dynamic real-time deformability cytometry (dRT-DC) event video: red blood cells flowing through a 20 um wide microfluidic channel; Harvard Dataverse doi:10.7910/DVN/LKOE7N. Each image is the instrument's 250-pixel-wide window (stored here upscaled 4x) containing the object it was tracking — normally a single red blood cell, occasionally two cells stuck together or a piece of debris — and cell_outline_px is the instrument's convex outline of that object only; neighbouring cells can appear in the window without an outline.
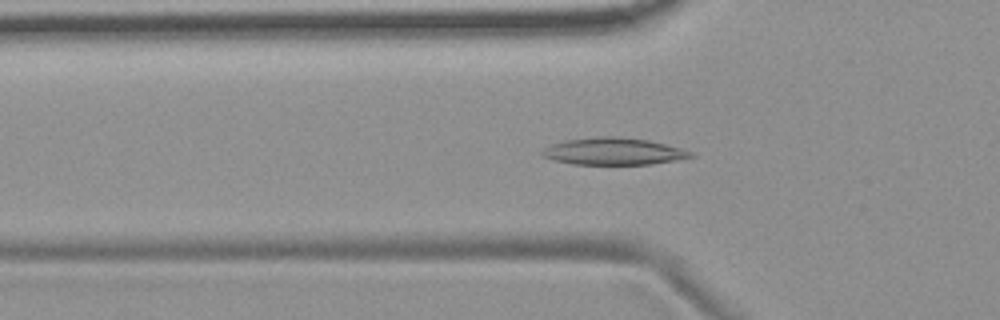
{"species": "common noctule bat (a hibernating species)", "species_latin": "Nyctalus noctula", "temperature_condition": "room temperature", "stored_images_in_passage": 55, "camera_frame_rate_fps": 3000, "um_per_image_px": 0.085, "animal": {"sex": "female", "body_mass_g": 19.9}, "frame": {"image": 1, "passage_image": 18, "time_ms": 5.667, "image_size_px": [1000, 320], "cell_outline_px": [[696, 156], [652, 164], [572, 164], [552, 160], [544, 156], [540, 152], [544, 148], [552, 144], [564, 140], [596, 136], [620, 136], [648, 140], [680, 148], [692, 152]], "centroid_in_image_um": [52.11, 12.86], "position_along_channel_um": 73.7, "area_um2": 23.41}}
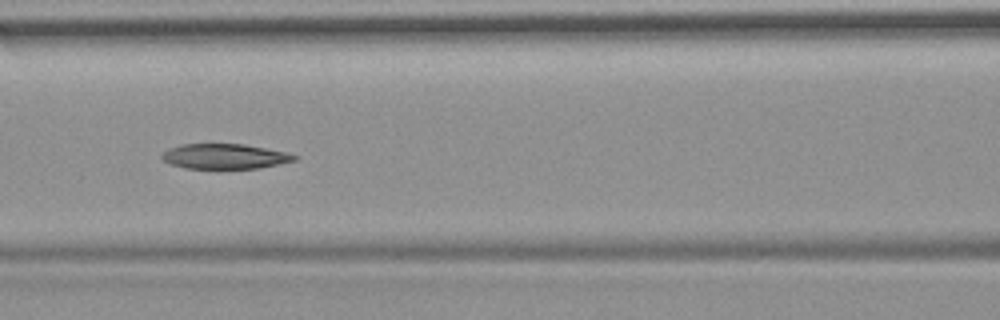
{"frame": {"image": 2, "passage_image": 24, "time_ms": 7.667, "image_size_px": [1000, 320], "cell_outline_px": [[300, 156], [296, 160], [260, 168], [184, 168], [168, 164], [160, 156], [168, 148], [180, 144], [244, 144], [284, 152]], "centroid_in_image_um": [19.06, 13.29], "position_along_channel_um": 147.5, "area_um2": 19.31}}
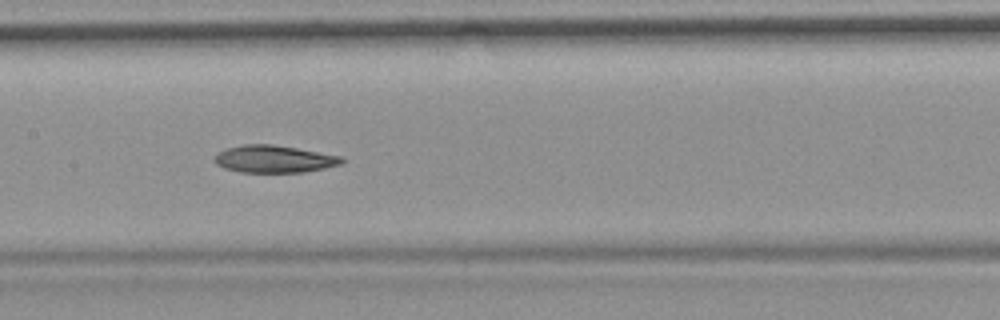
{"frame": {"image": 3, "passage_image": 27, "time_ms": 8.667, "image_size_px": [1000, 320], "cell_outline_px": [[344, 164], [304, 172], [240, 172], [224, 168], [216, 164], [212, 160], [212, 156], [216, 152], [228, 148], [244, 144], [272, 144], [344, 156]], "centroid_in_image_um": [23.28, 13.51], "position_along_channel_um": 184.1, "area_um2": 20.52}}